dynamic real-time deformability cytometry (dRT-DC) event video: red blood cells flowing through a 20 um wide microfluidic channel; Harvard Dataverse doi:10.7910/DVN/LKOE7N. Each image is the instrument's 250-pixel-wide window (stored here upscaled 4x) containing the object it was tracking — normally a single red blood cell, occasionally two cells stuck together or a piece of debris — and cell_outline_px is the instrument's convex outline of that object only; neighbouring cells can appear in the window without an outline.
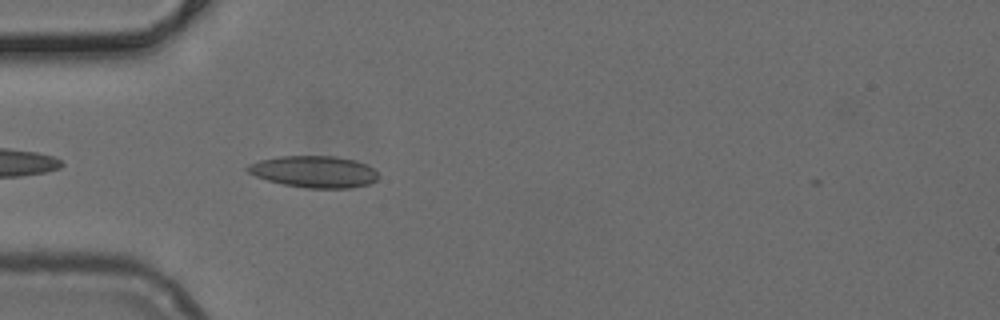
{"species": "common noctule bat (a hibernating species)", "species_latin": "Nyctalus noctula", "temperature_condition": "cold", "stored_images_in_passage": 2, "camera_frame_rate_fps": 3000, "um_per_image_px": 0.085, "animal": {"sex": "female", "body_mass_g": 24.6, "forearm_length_mm": 56.2}, "frame": {"image": 1, "passage_image": 1, "time_ms": 0.0, "image_size_px": [1000, 320], "cell_outline_px": [[380, 176], [376, 180], [368, 184], [352, 188], [308, 188], [284, 184], [268, 180], [256, 176], [248, 172], [244, 168], [248, 164], [260, 160], [280, 156], [336, 156], [356, 160], [372, 168]], "centroid_in_image_um": [26.7, 14.59], "position_along_channel_um": 58.3, "area_um2": 24.1}}